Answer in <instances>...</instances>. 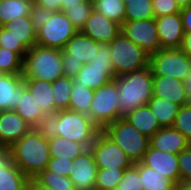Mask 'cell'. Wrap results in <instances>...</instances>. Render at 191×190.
<instances>
[{
	"mask_svg": "<svg viewBox=\"0 0 191 190\" xmlns=\"http://www.w3.org/2000/svg\"><path fill=\"white\" fill-rule=\"evenodd\" d=\"M14 163L29 178L34 179L48 167L50 160L48 140L34 128L10 147Z\"/></svg>",
	"mask_w": 191,
	"mask_h": 190,
	"instance_id": "obj_1",
	"label": "cell"
},
{
	"mask_svg": "<svg viewBox=\"0 0 191 190\" xmlns=\"http://www.w3.org/2000/svg\"><path fill=\"white\" fill-rule=\"evenodd\" d=\"M118 87L119 118L145 105L153 96V75L150 66L115 77Z\"/></svg>",
	"mask_w": 191,
	"mask_h": 190,
	"instance_id": "obj_2",
	"label": "cell"
},
{
	"mask_svg": "<svg viewBox=\"0 0 191 190\" xmlns=\"http://www.w3.org/2000/svg\"><path fill=\"white\" fill-rule=\"evenodd\" d=\"M63 75L61 49L36 44L23 57V79H38L52 83Z\"/></svg>",
	"mask_w": 191,
	"mask_h": 190,
	"instance_id": "obj_3",
	"label": "cell"
},
{
	"mask_svg": "<svg viewBox=\"0 0 191 190\" xmlns=\"http://www.w3.org/2000/svg\"><path fill=\"white\" fill-rule=\"evenodd\" d=\"M102 131L124 151L133 164L141 162L150 146V138L124 118H118Z\"/></svg>",
	"mask_w": 191,
	"mask_h": 190,
	"instance_id": "obj_4",
	"label": "cell"
},
{
	"mask_svg": "<svg viewBox=\"0 0 191 190\" xmlns=\"http://www.w3.org/2000/svg\"><path fill=\"white\" fill-rule=\"evenodd\" d=\"M109 45L116 77L149 67L150 54L122 32Z\"/></svg>",
	"mask_w": 191,
	"mask_h": 190,
	"instance_id": "obj_5",
	"label": "cell"
},
{
	"mask_svg": "<svg viewBox=\"0 0 191 190\" xmlns=\"http://www.w3.org/2000/svg\"><path fill=\"white\" fill-rule=\"evenodd\" d=\"M100 131L88 115L69 109L58 111L56 136H62L89 149Z\"/></svg>",
	"mask_w": 191,
	"mask_h": 190,
	"instance_id": "obj_6",
	"label": "cell"
},
{
	"mask_svg": "<svg viewBox=\"0 0 191 190\" xmlns=\"http://www.w3.org/2000/svg\"><path fill=\"white\" fill-rule=\"evenodd\" d=\"M37 44V32L29 16L16 17L0 27V47L14 51L22 58Z\"/></svg>",
	"mask_w": 191,
	"mask_h": 190,
	"instance_id": "obj_7",
	"label": "cell"
},
{
	"mask_svg": "<svg viewBox=\"0 0 191 190\" xmlns=\"http://www.w3.org/2000/svg\"><path fill=\"white\" fill-rule=\"evenodd\" d=\"M89 117L101 130L119 118L118 87L115 80L94 90Z\"/></svg>",
	"mask_w": 191,
	"mask_h": 190,
	"instance_id": "obj_8",
	"label": "cell"
},
{
	"mask_svg": "<svg viewBox=\"0 0 191 190\" xmlns=\"http://www.w3.org/2000/svg\"><path fill=\"white\" fill-rule=\"evenodd\" d=\"M191 59L180 49H160L150 54L149 66L153 76H169L184 81Z\"/></svg>",
	"mask_w": 191,
	"mask_h": 190,
	"instance_id": "obj_9",
	"label": "cell"
},
{
	"mask_svg": "<svg viewBox=\"0 0 191 190\" xmlns=\"http://www.w3.org/2000/svg\"><path fill=\"white\" fill-rule=\"evenodd\" d=\"M78 32L65 12H52L51 18L37 32V44L43 47L64 49L68 40Z\"/></svg>",
	"mask_w": 191,
	"mask_h": 190,
	"instance_id": "obj_10",
	"label": "cell"
},
{
	"mask_svg": "<svg viewBox=\"0 0 191 190\" xmlns=\"http://www.w3.org/2000/svg\"><path fill=\"white\" fill-rule=\"evenodd\" d=\"M89 149L98 168H129L133 165L124 151L102 130L98 133Z\"/></svg>",
	"mask_w": 191,
	"mask_h": 190,
	"instance_id": "obj_11",
	"label": "cell"
},
{
	"mask_svg": "<svg viewBox=\"0 0 191 190\" xmlns=\"http://www.w3.org/2000/svg\"><path fill=\"white\" fill-rule=\"evenodd\" d=\"M121 32L137 46L152 54L161 49L155 18L124 21Z\"/></svg>",
	"mask_w": 191,
	"mask_h": 190,
	"instance_id": "obj_12",
	"label": "cell"
},
{
	"mask_svg": "<svg viewBox=\"0 0 191 190\" xmlns=\"http://www.w3.org/2000/svg\"><path fill=\"white\" fill-rule=\"evenodd\" d=\"M30 179L14 163L8 146H0V190H28Z\"/></svg>",
	"mask_w": 191,
	"mask_h": 190,
	"instance_id": "obj_13",
	"label": "cell"
},
{
	"mask_svg": "<svg viewBox=\"0 0 191 190\" xmlns=\"http://www.w3.org/2000/svg\"><path fill=\"white\" fill-rule=\"evenodd\" d=\"M69 178L76 190H95L98 166L90 149H86L73 160Z\"/></svg>",
	"mask_w": 191,
	"mask_h": 190,
	"instance_id": "obj_14",
	"label": "cell"
},
{
	"mask_svg": "<svg viewBox=\"0 0 191 190\" xmlns=\"http://www.w3.org/2000/svg\"><path fill=\"white\" fill-rule=\"evenodd\" d=\"M81 32L98 43L109 44L121 33V25L93 9Z\"/></svg>",
	"mask_w": 191,
	"mask_h": 190,
	"instance_id": "obj_15",
	"label": "cell"
},
{
	"mask_svg": "<svg viewBox=\"0 0 191 190\" xmlns=\"http://www.w3.org/2000/svg\"><path fill=\"white\" fill-rule=\"evenodd\" d=\"M155 22L161 49L180 48L185 33L180 13L156 17Z\"/></svg>",
	"mask_w": 191,
	"mask_h": 190,
	"instance_id": "obj_16",
	"label": "cell"
},
{
	"mask_svg": "<svg viewBox=\"0 0 191 190\" xmlns=\"http://www.w3.org/2000/svg\"><path fill=\"white\" fill-rule=\"evenodd\" d=\"M141 163L180 184V173L178 166V154L162 152L149 146Z\"/></svg>",
	"mask_w": 191,
	"mask_h": 190,
	"instance_id": "obj_17",
	"label": "cell"
},
{
	"mask_svg": "<svg viewBox=\"0 0 191 190\" xmlns=\"http://www.w3.org/2000/svg\"><path fill=\"white\" fill-rule=\"evenodd\" d=\"M32 127L15 111H0V146L11 147Z\"/></svg>",
	"mask_w": 191,
	"mask_h": 190,
	"instance_id": "obj_18",
	"label": "cell"
},
{
	"mask_svg": "<svg viewBox=\"0 0 191 190\" xmlns=\"http://www.w3.org/2000/svg\"><path fill=\"white\" fill-rule=\"evenodd\" d=\"M100 44L78 31L62 49V57H68V60L81 61L83 64H88L94 58Z\"/></svg>",
	"mask_w": 191,
	"mask_h": 190,
	"instance_id": "obj_19",
	"label": "cell"
},
{
	"mask_svg": "<svg viewBox=\"0 0 191 190\" xmlns=\"http://www.w3.org/2000/svg\"><path fill=\"white\" fill-rule=\"evenodd\" d=\"M22 74H0V111L15 110L26 90Z\"/></svg>",
	"mask_w": 191,
	"mask_h": 190,
	"instance_id": "obj_20",
	"label": "cell"
},
{
	"mask_svg": "<svg viewBox=\"0 0 191 190\" xmlns=\"http://www.w3.org/2000/svg\"><path fill=\"white\" fill-rule=\"evenodd\" d=\"M191 143L186 137L171 127H162L150 138V146L162 152H169L170 154H179L186 149Z\"/></svg>",
	"mask_w": 191,
	"mask_h": 190,
	"instance_id": "obj_21",
	"label": "cell"
},
{
	"mask_svg": "<svg viewBox=\"0 0 191 190\" xmlns=\"http://www.w3.org/2000/svg\"><path fill=\"white\" fill-rule=\"evenodd\" d=\"M153 96L160 97L179 105H186L184 81L169 76H153Z\"/></svg>",
	"mask_w": 191,
	"mask_h": 190,
	"instance_id": "obj_22",
	"label": "cell"
},
{
	"mask_svg": "<svg viewBox=\"0 0 191 190\" xmlns=\"http://www.w3.org/2000/svg\"><path fill=\"white\" fill-rule=\"evenodd\" d=\"M115 77L113 68H98L84 64L73 78V82H80V85L95 90L108 84Z\"/></svg>",
	"mask_w": 191,
	"mask_h": 190,
	"instance_id": "obj_23",
	"label": "cell"
},
{
	"mask_svg": "<svg viewBox=\"0 0 191 190\" xmlns=\"http://www.w3.org/2000/svg\"><path fill=\"white\" fill-rule=\"evenodd\" d=\"M124 119L149 138L162 128L147 104L137 107Z\"/></svg>",
	"mask_w": 191,
	"mask_h": 190,
	"instance_id": "obj_24",
	"label": "cell"
},
{
	"mask_svg": "<svg viewBox=\"0 0 191 190\" xmlns=\"http://www.w3.org/2000/svg\"><path fill=\"white\" fill-rule=\"evenodd\" d=\"M26 88L44 114L55 112V97L52 95V83L38 79H23Z\"/></svg>",
	"mask_w": 191,
	"mask_h": 190,
	"instance_id": "obj_25",
	"label": "cell"
},
{
	"mask_svg": "<svg viewBox=\"0 0 191 190\" xmlns=\"http://www.w3.org/2000/svg\"><path fill=\"white\" fill-rule=\"evenodd\" d=\"M135 165L139 168V175L144 190H177L178 185L168 177L159 174L141 162L135 163Z\"/></svg>",
	"mask_w": 191,
	"mask_h": 190,
	"instance_id": "obj_26",
	"label": "cell"
},
{
	"mask_svg": "<svg viewBox=\"0 0 191 190\" xmlns=\"http://www.w3.org/2000/svg\"><path fill=\"white\" fill-rule=\"evenodd\" d=\"M147 105L155 114L161 127H171L175 122L176 115L179 112L180 106L172 101L154 97L148 101Z\"/></svg>",
	"mask_w": 191,
	"mask_h": 190,
	"instance_id": "obj_27",
	"label": "cell"
},
{
	"mask_svg": "<svg viewBox=\"0 0 191 190\" xmlns=\"http://www.w3.org/2000/svg\"><path fill=\"white\" fill-rule=\"evenodd\" d=\"M48 146L50 158L59 157L60 159L74 160L86 150L83 145L62 136H56L48 140Z\"/></svg>",
	"mask_w": 191,
	"mask_h": 190,
	"instance_id": "obj_28",
	"label": "cell"
},
{
	"mask_svg": "<svg viewBox=\"0 0 191 190\" xmlns=\"http://www.w3.org/2000/svg\"><path fill=\"white\" fill-rule=\"evenodd\" d=\"M34 0H0V27L16 17L29 16Z\"/></svg>",
	"mask_w": 191,
	"mask_h": 190,
	"instance_id": "obj_29",
	"label": "cell"
},
{
	"mask_svg": "<svg viewBox=\"0 0 191 190\" xmlns=\"http://www.w3.org/2000/svg\"><path fill=\"white\" fill-rule=\"evenodd\" d=\"M15 108V111L34 128L38 121L45 115L40 106L34 100L31 92L26 89Z\"/></svg>",
	"mask_w": 191,
	"mask_h": 190,
	"instance_id": "obj_30",
	"label": "cell"
},
{
	"mask_svg": "<svg viewBox=\"0 0 191 190\" xmlns=\"http://www.w3.org/2000/svg\"><path fill=\"white\" fill-rule=\"evenodd\" d=\"M70 95L69 110L80 112L89 116V110L94 97V90L73 82Z\"/></svg>",
	"mask_w": 191,
	"mask_h": 190,
	"instance_id": "obj_31",
	"label": "cell"
},
{
	"mask_svg": "<svg viewBox=\"0 0 191 190\" xmlns=\"http://www.w3.org/2000/svg\"><path fill=\"white\" fill-rule=\"evenodd\" d=\"M93 9L122 25L125 21V3L122 0H92Z\"/></svg>",
	"mask_w": 191,
	"mask_h": 190,
	"instance_id": "obj_32",
	"label": "cell"
},
{
	"mask_svg": "<svg viewBox=\"0 0 191 190\" xmlns=\"http://www.w3.org/2000/svg\"><path fill=\"white\" fill-rule=\"evenodd\" d=\"M73 85V78L64 75L52 82V95L55 97V112L69 109Z\"/></svg>",
	"mask_w": 191,
	"mask_h": 190,
	"instance_id": "obj_33",
	"label": "cell"
},
{
	"mask_svg": "<svg viewBox=\"0 0 191 190\" xmlns=\"http://www.w3.org/2000/svg\"><path fill=\"white\" fill-rule=\"evenodd\" d=\"M155 18L152 0H128L125 4V21Z\"/></svg>",
	"mask_w": 191,
	"mask_h": 190,
	"instance_id": "obj_34",
	"label": "cell"
},
{
	"mask_svg": "<svg viewBox=\"0 0 191 190\" xmlns=\"http://www.w3.org/2000/svg\"><path fill=\"white\" fill-rule=\"evenodd\" d=\"M40 185L53 190H76L74 183L67 176H61L46 169L34 178Z\"/></svg>",
	"mask_w": 191,
	"mask_h": 190,
	"instance_id": "obj_35",
	"label": "cell"
},
{
	"mask_svg": "<svg viewBox=\"0 0 191 190\" xmlns=\"http://www.w3.org/2000/svg\"><path fill=\"white\" fill-rule=\"evenodd\" d=\"M125 169L127 168H99L95 182V190L116 189L117 184L123 178Z\"/></svg>",
	"mask_w": 191,
	"mask_h": 190,
	"instance_id": "obj_36",
	"label": "cell"
},
{
	"mask_svg": "<svg viewBox=\"0 0 191 190\" xmlns=\"http://www.w3.org/2000/svg\"><path fill=\"white\" fill-rule=\"evenodd\" d=\"M93 11V1L84 0L75 6H69L64 12L72 24L81 31Z\"/></svg>",
	"mask_w": 191,
	"mask_h": 190,
	"instance_id": "obj_37",
	"label": "cell"
},
{
	"mask_svg": "<svg viewBox=\"0 0 191 190\" xmlns=\"http://www.w3.org/2000/svg\"><path fill=\"white\" fill-rule=\"evenodd\" d=\"M23 58L14 51L0 47V73L22 74Z\"/></svg>",
	"mask_w": 191,
	"mask_h": 190,
	"instance_id": "obj_38",
	"label": "cell"
},
{
	"mask_svg": "<svg viewBox=\"0 0 191 190\" xmlns=\"http://www.w3.org/2000/svg\"><path fill=\"white\" fill-rule=\"evenodd\" d=\"M114 190H144L139 175V168L135 164L125 169L123 178Z\"/></svg>",
	"mask_w": 191,
	"mask_h": 190,
	"instance_id": "obj_39",
	"label": "cell"
},
{
	"mask_svg": "<svg viewBox=\"0 0 191 190\" xmlns=\"http://www.w3.org/2000/svg\"><path fill=\"white\" fill-rule=\"evenodd\" d=\"M58 123V111L45 114L34 129L46 140L56 137V124Z\"/></svg>",
	"mask_w": 191,
	"mask_h": 190,
	"instance_id": "obj_40",
	"label": "cell"
},
{
	"mask_svg": "<svg viewBox=\"0 0 191 190\" xmlns=\"http://www.w3.org/2000/svg\"><path fill=\"white\" fill-rule=\"evenodd\" d=\"M173 127L181 132L191 143V105H183L180 107Z\"/></svg>",
	"mask_w": 191,
	"mask_h": 190,
	"instance_id": "obj_41",
	"label": "cell"
},
{
	"mask_svg": "<svg viewBox=\"0 0 191 190\" xmlns=\"http://www.w3.org/2000/svg\"><path fill=\"white\" fill-rule=\"evenodd\" d=\"M180 183L191 180V145L178 154Z\"/></svg>",
	"mask_w": 191,
	"mask_h": 190,
	"instance_id": "obj_42",
	"label": "cell"
},
{
	"mask_svg": "<svg viewBox=\"0 0 191 190\" xmlns=\"http://www.w3.org/2000/svg\"><path fill=\"white\" fill-rule=\"evenodd\" d=\"M88 64L91 67L113 68L111 61L110 45L106 43L100 44L94 58Z\"/></svg>",
	"mask_w": 191,
	"mask_h": 190,
	"instance_id": "obj_43",
	"label": "cell"
},
{
	"mask_svg": "<svg viewBox=\"0 0 191 190\" xmlns=\"http://www.w3.org/2000/svg\"><path fill=\"white\" fill-rule=\"evenodd\" d=\"M51 14L52 11L47 10L45 7L36 5L35 3L32 5L29 17L36 32H38L43 25H45L48 19L51 18Z\"/></svg>",
	"mask_w": 191,
	"mask_h": 190,
	"instance_id": "obj_44",
	"label": "cell"
},
{
	"mask_svg": "<svg viewBox=\"0 0 191 190\" xmlns=\"http://www.w3.org/2000/svg\"><path fill=\"white\" fill-rule=\"evenodd\" d=\"M152 5L155 18L181 11L175 0H152Z\"/></svg>",
	"mask_w": 191,
	"mask_h": 190,
	"instance_id": "obj_45",
	"label": "cell"
},
{
	"mask_svg": "<svg viewBox=\"0 0 191 190\" xmlns=\"http://www.w3.org/2000/svg\"><path fill=\"white\" fill-rule=\"evenodd\" d=\"M73 163L71 159H60L59 157L50 158L47 169L61 176L68 177L69 173L74 168Z\"/></svg>",
	"mask_w": 191,
	"mask_h": 190,
	"instance_id": "obj_46",
	"label": "cell"
},
{
	"mask_svg": "<svg viewBox=\"0 0 191 190\" xmlns=\"http://www.w3.org/2000/svg\"><path fill=\"white\" fill-rule=\"evenodd\" d=\"M62 61L64 76L71 78H74L84 65L81 61L68 60V57H62Z\"/></svg>",
	"mask_w": 191,
	"mask_h": 190,
	"instance_id": "obj_47",
	"label": "cell"
},
{
	"mask_svg": "<svg viewBox=\"0 0 191 190\" xmlns=\"http://www.w3.org/2000/svg\"><path fill=\"white\" fill-rule=\"evenodd\" d=\"M63 0H34L36 5L45 7L52 12L61 11V2Z\"/></svg>",
	"mask_w": 191,
	"mask_h": 190,
	"instance_id": "obj_48",
	"label": "cell"
},
{
	"mask_svg": "<svg viewBox=\"0 0 191 190\" xmlns=\"http://www.w3.org/2000/svg\"><path fill=\"white\" fill-rule=\"evenodd\" d=\"M184 32H191V6L180 11Z\"/></svg>",
	"mask_w": 191,
	"mask_h": 190,
	"instance_id": "obj_49",
	"label": "cell"
},
{
	"mask_svg": "<svg viewBox=\"0 0 191 190\" xmlns=\"http://www.w3.org/2000/svg\"><path fill=\"white\" fill-rule=\"evenodd\" d=\"M180 49L191 59V32H185Z\"/></svg>",
	"mask_w": 191,
	"mask_h": 190,
	"instance_id": "obj_50",
	"label": "cell"
},
{
	"mask_svg": "<svg viewBox=\"0 0 191 190\" xmlns=\"http://www.w3.org/2000/svg\"><path fill=\"white\" fill-rule=\"evenodd\" d=\"M185 91H186V105H191V64L188 71V75L184 80Z\"/></svg>",
	"mask_w": 191,
	"mask_h": 190,
	"instance_id": "obj_51",
	"label": "cell"
},
{
	"mask_svg": "<svg viewBox=\"0 0 191 190\" xmlns=\"http://www.w3.org/2000/svg\"><path fill=\"white\" fill-rule=\"evenodd\" d=\"M28 190H53L40 185L35 179H30L28 184Z\"/></svg>",
	"mask_w": 191,
	"mask_h": 190,
	"instance_id": "obj_52",
	"label": "cell"
},
{
	"mask_svg": "<svg viewBox=\"0 0 191 190\" xmlns=\"http://www.w3.org/2000/svg\"><path fill=\"white\" fill-rule=\"evenodd\" d=\"M84 0H63L61 2V11H65L69 6H75L79 3L83 2Z\"/></svg>",
	"mask_w": 191,
	"mask_h": 190,
	"instance_id": "obj_53",
	"label": "cell"
},
{
	"mask_svg": "<svg viewBox=\"0 0 191 190\" xmlns=\"http://www.w3.org/2000/svg\"><path fill=\"white\" fill-rule=\"evenodd\" d=\"M177 190H191V180L183 182V183H180L177 186Z\"/></svg>",
	"mask_w": 191,
	"mask_h": 190,
	"instance_id": "obj_54",
	"label": "cell"
},
{
	"mask_svg": "<svg viewBox=\"0 0 191 190\" xmlns=\"http://www.w3.org/2000/svg\"><path fill=\"white\" fill-rule=\"evenodd\" d=\"M175 1L177 5L180 7V9L191 6V0H175Z\"/></svg>",
	"mask_w": 191,
	"mask_h": 190,
	"instance_id": "obj_55",
	"label": "cell"
}]
</instances>
